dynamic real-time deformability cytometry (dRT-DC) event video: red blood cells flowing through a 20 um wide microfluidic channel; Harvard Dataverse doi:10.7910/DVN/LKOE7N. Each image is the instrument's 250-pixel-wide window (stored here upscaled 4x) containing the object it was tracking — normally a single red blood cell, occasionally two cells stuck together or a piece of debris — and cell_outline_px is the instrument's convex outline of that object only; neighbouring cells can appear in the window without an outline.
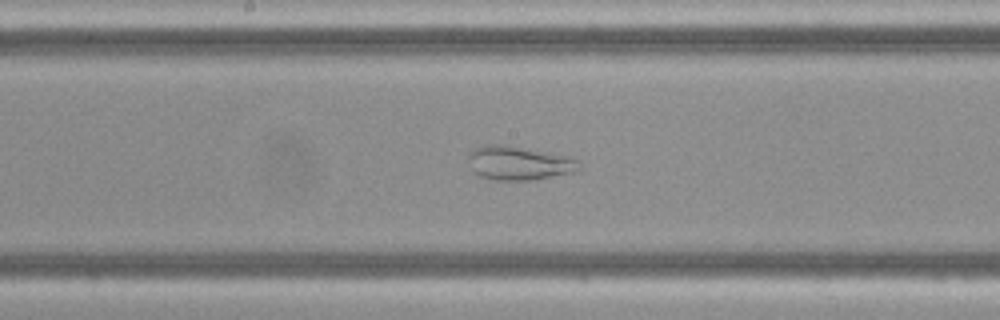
{"species": "Egyptian fruit bat (a non-hibernating species)", "species_latin": "Rousettus aegyptiacus", "temperature_condition": "cold", "stored_images_in_passage": 45, "camera_frame_rate_fps": 3000, "um_per_image_px": 0.085, "frame": {"image": 1, "passage_image": 20, "time_ms": 6.333, "image_size_px": [1000, 320], "cell_outline_px": [[580, 168], [572, 172], [532, 180], [496, 180], [480, 176], [472, 172], [468, 156], [472, 148], [484, 144], [508, 144], [544, 152], [576, 160]], "centroid_in_image_um": [43.98, 13.85], "position_along_channel_um": 204.2, "area_um2": 21.56}, "authors_computed_cell_mechanics": {"area_um2": 29.7092, "velocity_mm_per_s": 3.8456, "shape_relaxation_time_tau1_ms": null, "shape_relaxation_time_tau2_ms": 1.4584, "deformation_change_tau1": null, "deformation_change_tau2": 0.0792}}